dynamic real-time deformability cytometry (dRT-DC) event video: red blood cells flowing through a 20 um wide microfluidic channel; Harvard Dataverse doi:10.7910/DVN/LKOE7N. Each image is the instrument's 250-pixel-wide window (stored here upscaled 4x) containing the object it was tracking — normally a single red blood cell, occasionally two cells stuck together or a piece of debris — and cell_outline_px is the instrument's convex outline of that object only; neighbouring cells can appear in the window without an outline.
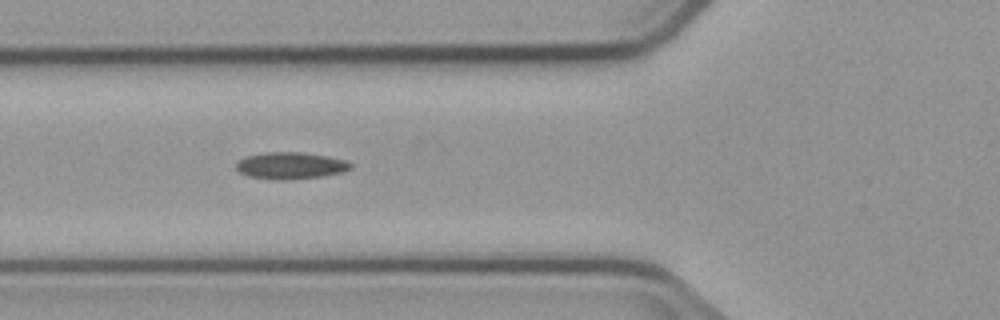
{"species": "common noctule bat (a hibernating species)", "species_latin": "Nyctalus noctula", "temperature_condition": "cold", "stored_images_in_passage": 7, "camera_frame_rate_fps": 3000, "um_per_image_px": 0.085, "animal": {"sex": "male", "body_mass_g": 23.1, "forearm_length_mm": 52.7}, "frame": {"image": 1, "passage_image": 4, "time_ms": 3.333, "image_size_px": [1000, 320], "cell_outline_px": [[352, 168], [344, 172], [324, 176], [288, 180], [276, 180], [248, 176], [240, 172], [236, 168], [236, 164], [240, 160], [248, 156], [264, 152], [304, 152], [328, 156], [344, 160], [352, 164]], "centroid_in_image_um": [24.73, 14.08], "position_along_channel_um": 101.1, "area_um2": 17.98}}
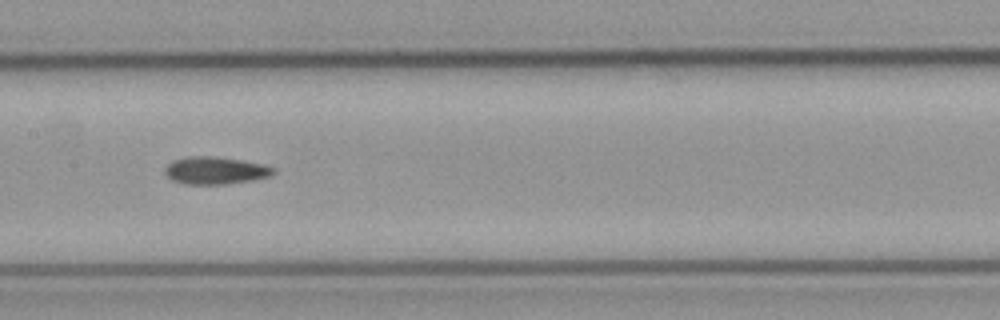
{"frame": {"image": 2, "passage_image": 6, "time_ms": 5.667, "image_size_px": [1000, 320], "cell_outline_px": [[276, 172], [272, 176], [252, 180], [228, 184], [184, 184], [172, 180], [164, 172], [164, 168], [172, 160], [188, 156], [208, 156], [240, 160], [260, 164], [276, 168]], "centroid_in_image_um": [18.3, 14.5], "position_along_channel_um": 189.1, "area_um2": 17.34}}
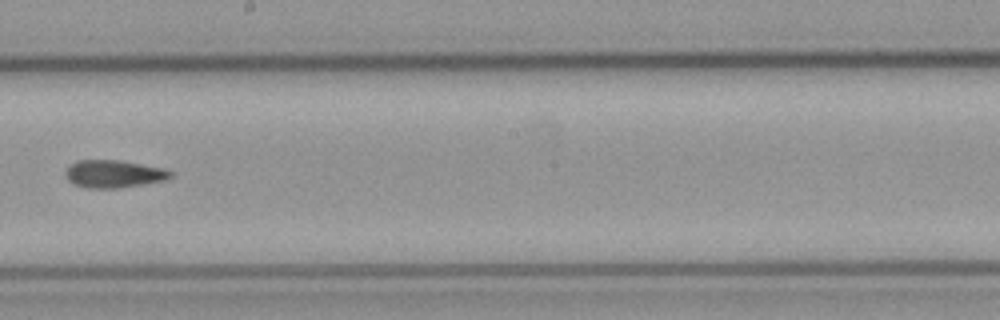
{"frame": {"image": 3, "passage_image": 7, "time_ms": 7.0, "image_size_px": [1000, 320], "cell_outline_px": [[172, 176], [164, 180], [144, 184], [116, 188], [88, 188], [72, 184], [64, 176], [64, 172], [76, 160], [116, 160], [164, 168], [172, 172]], "centroid_in_image_um": [9.63, 14.78], "position_along_channel_um": 238.6, "area_um2": 16.82}}